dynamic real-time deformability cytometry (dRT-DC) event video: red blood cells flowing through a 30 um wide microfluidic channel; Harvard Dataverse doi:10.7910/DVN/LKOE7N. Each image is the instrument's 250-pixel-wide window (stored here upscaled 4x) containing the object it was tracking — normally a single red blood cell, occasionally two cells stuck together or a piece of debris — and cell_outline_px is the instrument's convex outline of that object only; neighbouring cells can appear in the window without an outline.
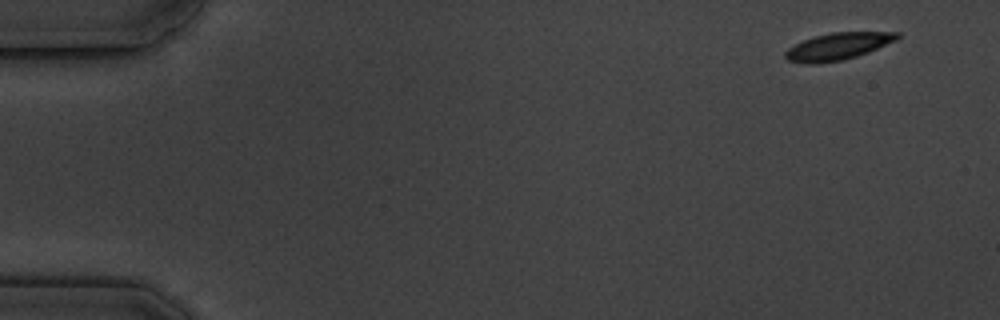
{"species": "common noctule bat (a hibernating species)", "species_latin": "Nyctalus noctula", "temperature_condition": "cold", "stored_images_in_passage": 6, "camera_frame_rate_fps": 3000, "um_per_image_px": 0.085, "animal": {"sex": "male", "body_mass_g": 19.5, "forearm_length_mm": 54.6}, "frame": {"image": 1, "passage_image": 1, "time_ms": 0.0, "image_size_px": [1000, 320], "cell_outline_px": [[900, 36], [896, 40], [868, 52], [844, 60], [816, 64], [804, 64], [788, 60], [784, 56], [784, 52], [788, 48], [804, 40], [816, 36], [832, 32], [900, 32]], "centroid_in_image_um": [71.2, 3.95], "position_along_channel_um": 13.8, "area_um2": 17.57}}
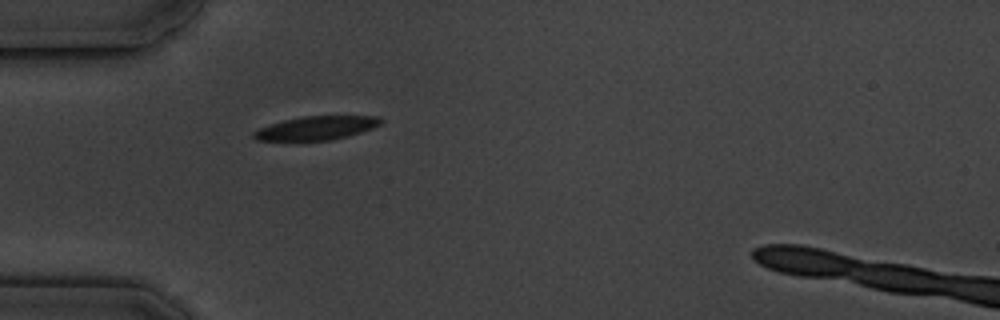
{"frame": {"image": 2, "passage_image": 5, "time_ms": 4.667, "image_size_px": [1000, 320], "cell_outline_px": [[384, 120], [380, 124], [372, 128], [348, 136], [332, 140], [256, 140], [252, 136], [252, 132], [260, 128], [284, 120], [304, 116], [380, 116]], "centroid_in_image_um": [26.92, 10.88], "position_along_channel_um": 58.1, "area_um2": 17.34}}